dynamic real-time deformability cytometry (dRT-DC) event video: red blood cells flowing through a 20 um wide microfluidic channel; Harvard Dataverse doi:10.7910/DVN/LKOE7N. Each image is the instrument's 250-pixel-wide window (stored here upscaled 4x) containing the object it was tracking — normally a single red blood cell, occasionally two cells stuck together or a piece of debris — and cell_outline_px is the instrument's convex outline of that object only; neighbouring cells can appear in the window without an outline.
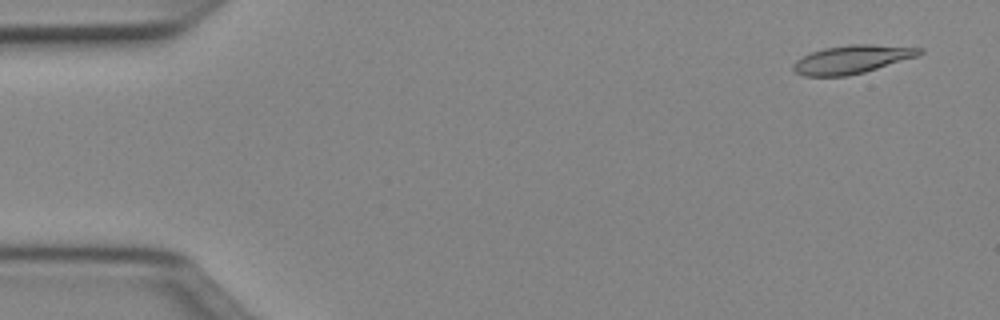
{"species": "Egyptian fruit bat (a non-hibernating species)", "species_latin": "Rousettus aegyptiacus", "temperature_condition": "cold", "stored_images_in_passage": 50, "camera_frame_rate_fps": 3000, "um_per_image_px": 0.085, "animal": {"sex": "female"}, "frame": {"image": 1, "passage_image": 3, "time_ms": 0.667, "image_size_px": [1000, 320], "cell_outline_px": [[924, 52], [916, 56], [864, 72], [848, 76], [804, 76], [796, 72], [792, 68], [792, 64], [796, 60], [812, 52], [824, 48], [848, 44], [872, 44], [924, 48]], "centroid_in_image_um": [72.4, 5.04], "position_along_channel_um": 12.6, "area_um2": 20.69}}
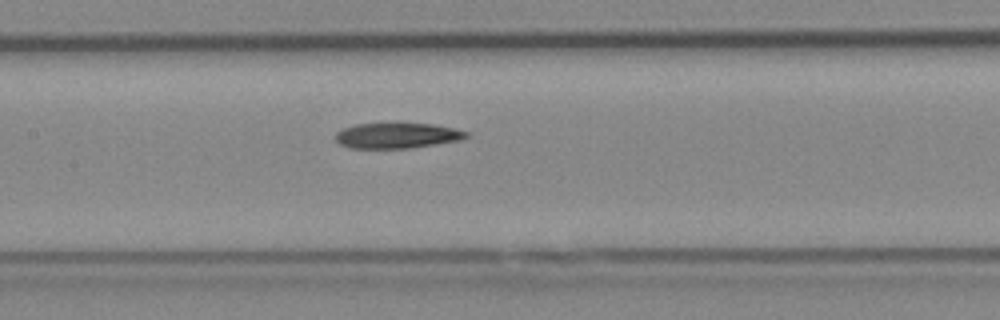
{"frame": {"image": 2, "passage_image": 24, "time_ms": 7.667, "image_size_px": [1000, 320], "cell_outline_px": [[468, 136], [460, 140], [436, 144], [408, 148], [348, 148], [340, 144], [336, 140], [336, 132], [344, 128], [356, 124], [396, 120], [432, 124], [456, 128], [468, 132]], "centroid_in_image_um": [33.74, 11.47], "position_along_channel_um": 173.7, "area_um2": 20.29}}
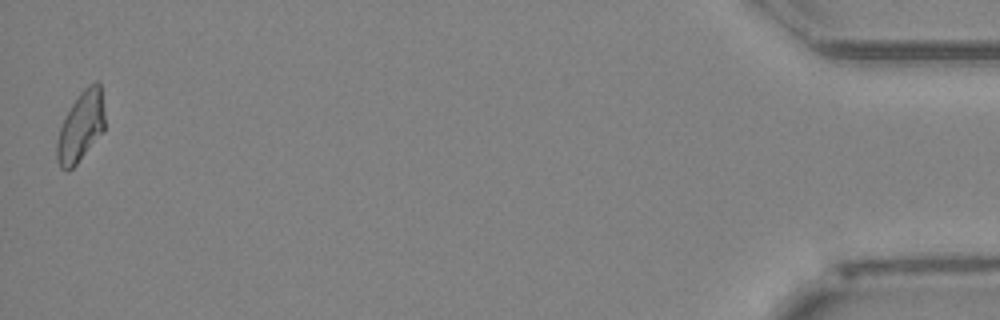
{"frame": {"image": 3, "passage_image": 50, "time_ms": 16.333, "image_size_px": [1000, 320], "cell_outline_px": [[104, 132], [76, 164], [68, 172], [60, 168], [56, 160], [56, 140], [60, 128], [72, 104], [80, 92], [88, 84], [96, 80], [100, 80], [104, 108]], "centroid_in_image_um": [6.88, 10.76], "position_along_channel_um": 428.3, "area_um2": 19.77}}